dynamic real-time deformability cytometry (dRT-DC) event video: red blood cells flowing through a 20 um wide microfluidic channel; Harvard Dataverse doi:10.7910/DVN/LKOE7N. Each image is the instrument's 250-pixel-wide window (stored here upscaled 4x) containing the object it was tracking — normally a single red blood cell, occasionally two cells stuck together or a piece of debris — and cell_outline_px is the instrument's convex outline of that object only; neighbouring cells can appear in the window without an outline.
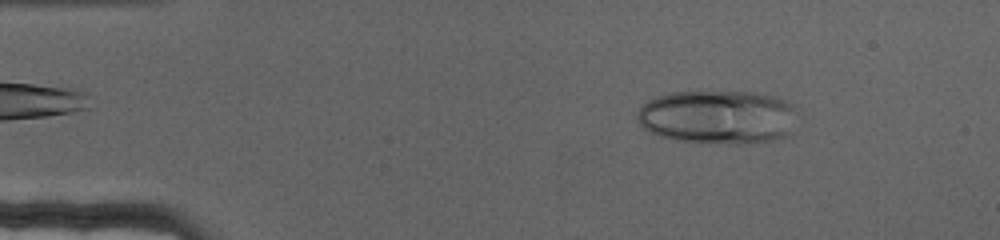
{"species": "human", "species_latin": "Homo sapiens", "temperature_condition": "cold", "stored_images_in_passage": 68, "camera_frame_rate_fps": 3000, "um_per_image_px": 0.085, "donor": {"sex": "female"}, "frame": {"image": 1, "passage_image": 9, "time_ms": 2.667, "image_size_px": [1000, 240], "cell_outline_px": [[792, 132], [776, 140], [744, 144], [728, 144], [676, 140], [660, 136], [644, 128], [640, 124], [636, 116], [636, 112], [648, 100], [656, 96], [672, 92], [712, 88], [752, 92], [772, 96], [784, 100], [792, 104]], "centroid_in_image_um": [60.96, 9.9], "position_along_channel_um": 24.0, "area_um2": 51.15}}
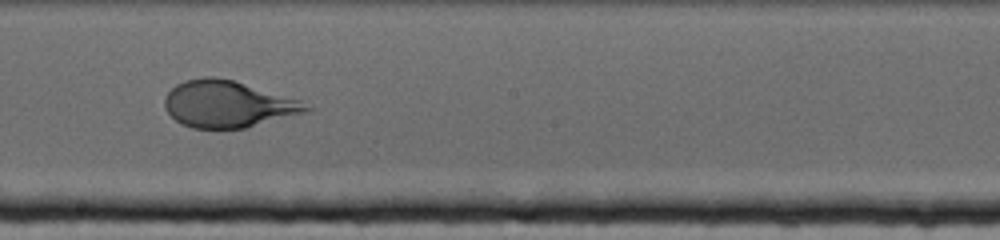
{"frame": {"image": 2, "passage_image": 38, "time_ms": 12.333, "image_size_px": [1000, 240], "cell_outline_px": [[312, 108], [308, 112], [244, 128], [192, 128], [180, 124], [168, 112], [164, 104], [164, 96], [176, 84], [184, 80], [204, 76], [216, 76], [232, 80], [300, 100]], "centroid_in_image_um": [19.34, 8.84], "position_along_channel_um": 228.9, "area_um2": 38.38}}
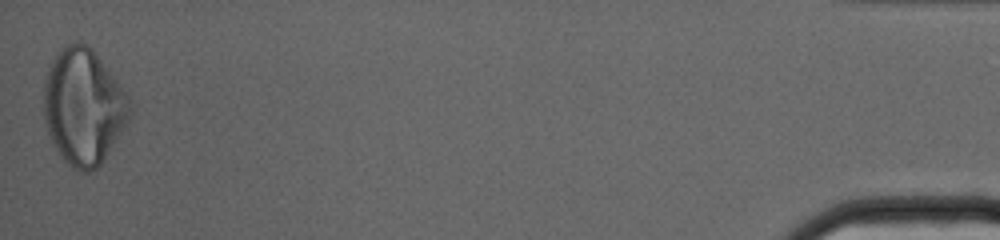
{"frame": {"image": 3, "passage_image": 68, "time_ms": 22.333, "image_size_px": [1000, 240], "cell_outline_px": [[132, 112], [128, 120], [104, 160], [92, 172], [84, 172], [72, 168], [60, 156], [52, 144], [44, 120], [44, 84], [48, 68], [56, 52], [72, 40], [80, 40], [88, 44], [92, 48], [128, 96]], "centroid_in_image_um": [7.07, 9.06], "position_along_channel_um": 428.1, "area_um2": 58.26}}